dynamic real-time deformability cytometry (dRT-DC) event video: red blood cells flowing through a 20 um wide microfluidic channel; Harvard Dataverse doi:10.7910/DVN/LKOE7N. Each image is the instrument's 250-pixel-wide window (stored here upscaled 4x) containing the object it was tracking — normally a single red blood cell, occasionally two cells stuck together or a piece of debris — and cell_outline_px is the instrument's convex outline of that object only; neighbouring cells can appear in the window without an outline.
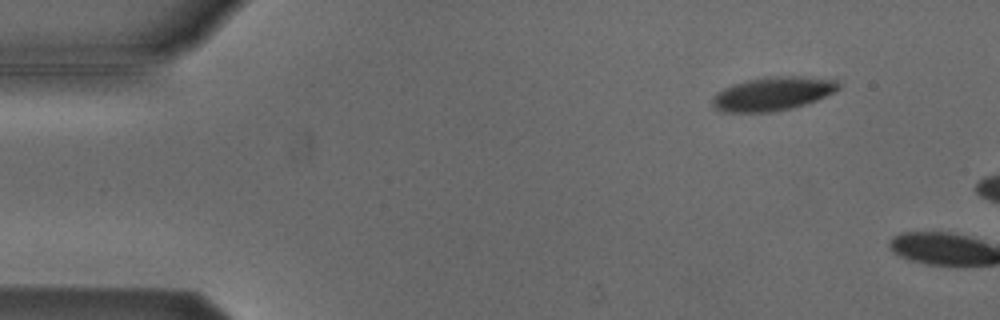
{"species": "Egyptian fruit bat (a non-hibernating species)", "species_latin": "Rousettus aegyptiacus", "temperature_condition": "cold", "stored_images_in_passage": 2, "camera_frame_rate_fps": 3000, "um_per_image_px": 0.085, "animal": {"sex": "male"}, "frame": {"image": 1, "passage_image": 1, "time_ms": 0.0, "image_size_px": [1000, 320], "cell_outline_px": [[840, 88], [816, 100], [792, 108], [772, 112], [720, 112], [712, 108], [712, 96], [716, 92], [732, 84], [748, 80], [776, 76], [804, 76], [836, 80], [840, 84]], "centroid_in_image_um": [65.62, 7.97], "position_along_channel_um": 19.4, "area_um2": 24.74}}